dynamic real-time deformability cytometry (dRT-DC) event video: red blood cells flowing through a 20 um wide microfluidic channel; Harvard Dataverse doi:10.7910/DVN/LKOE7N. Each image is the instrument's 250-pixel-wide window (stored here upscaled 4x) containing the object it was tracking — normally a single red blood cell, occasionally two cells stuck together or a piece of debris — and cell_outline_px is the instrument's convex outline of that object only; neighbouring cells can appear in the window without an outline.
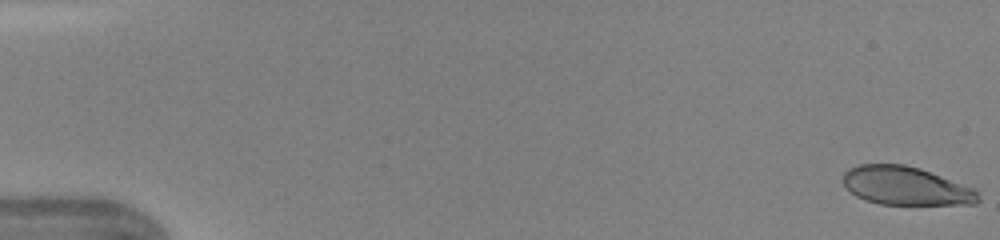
{"species": "human", "species_latin": "Homo sapiens", "temperature_condition": "warm", "stored_images_in_passage": 43, "camera_frame_rate_fps": 3000, "um_per_image_px": 0.085, "donor": {"sex": "female"}, "frame": {"image": 1, "passage_image": 1, "time_ms": 0.0, "image_size_px": [1000, 240], "cell_outline_px": [[980, 200], [976, 204], [880, 204], [864, 200], [856, 196], [840, 180], [844, 172], [848, 168], [860, 164], [904, 164], [920, 168], [972, 188], [980, 192]], "centroid_in_image_um": [76.96, 15.8], "position_along_channel_um": 8.0, "area_um2": 30.29}}
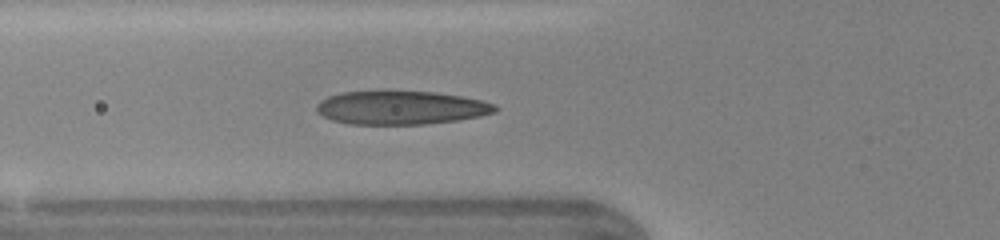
{"frame": {"image": 2, "passage_image": 18, "time_ms": 5.667, "image_size_px": [1000, 240], "cell_outline_px": [[500, 108], [496, 112], [480, 116], [456, 120], [424, 124], [348, 124], [332, 120], [316, 112], [316, 104], [320, 100], [328, 96], [340, 92], [380, 88], [432, 92], [460, 96], [480, 100], [496, 104]], "centroid_in_image_um": [34.02, 9.11], "position_along_channel_um": 91.8, "area_um2": 36.01}}
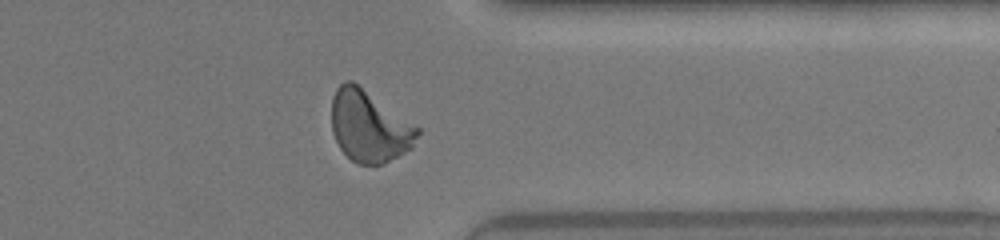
{"frame": {"image": 3, "passage_image": 38, "time_ms": 12.333, "image_size_px": [1000, 240], "cell_outline_px": [[420, 132], [412, 148], [384, 164], [356, 164], [340, 148], [332, 132], [332, 96], [336, 88], [344, 80], [352, 80], [420, 128]], "centroid_in_image_um": [31.38, 10.73], "position_along_channel_um": 380.0, "area_um2": 35.72}}